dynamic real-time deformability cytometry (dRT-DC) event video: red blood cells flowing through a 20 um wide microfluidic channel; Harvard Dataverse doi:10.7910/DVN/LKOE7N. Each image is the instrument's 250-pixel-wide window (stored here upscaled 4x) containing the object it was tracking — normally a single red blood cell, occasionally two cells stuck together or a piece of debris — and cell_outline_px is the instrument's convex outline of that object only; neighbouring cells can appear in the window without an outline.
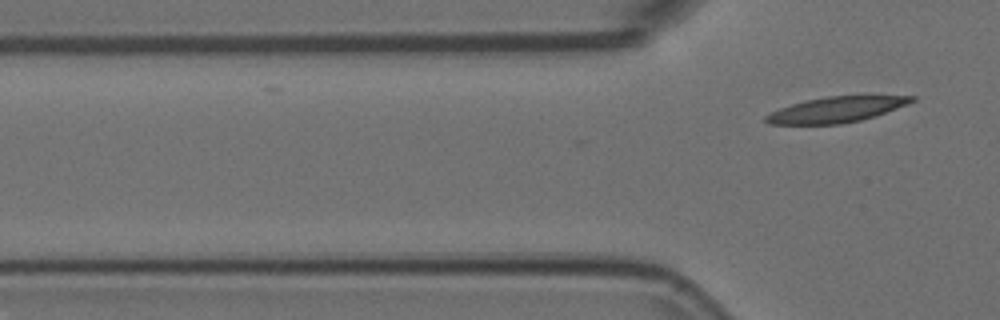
{"species": "Egyptian fruit bat (a non-hibernating species)", "species_latin": "Rousettus aegyptiacus", "temperature_condition": "room temperature", "stored_images_in_passage": 2, "camera_frame_rate_fps": 3000, "um_per_image_px": 0.085, "animal": {"sex": "female"}, "frame": {"image": 1, "passage_image": 2, "time_ms": 0.333, "image_size_px": [1000, 320], "cell_outline_px": [[916, 100], [908, 104], [860, 120], [840, 124], [768, 124], [764, 120], [764, 116], [780, 108], [792, 104], [808, 100], [828, 96], [916, 96]], "centroid_in_image_um": [71.05, 9.32], "position_along_channel_um": 54.7, "area_um2": 21.27}}